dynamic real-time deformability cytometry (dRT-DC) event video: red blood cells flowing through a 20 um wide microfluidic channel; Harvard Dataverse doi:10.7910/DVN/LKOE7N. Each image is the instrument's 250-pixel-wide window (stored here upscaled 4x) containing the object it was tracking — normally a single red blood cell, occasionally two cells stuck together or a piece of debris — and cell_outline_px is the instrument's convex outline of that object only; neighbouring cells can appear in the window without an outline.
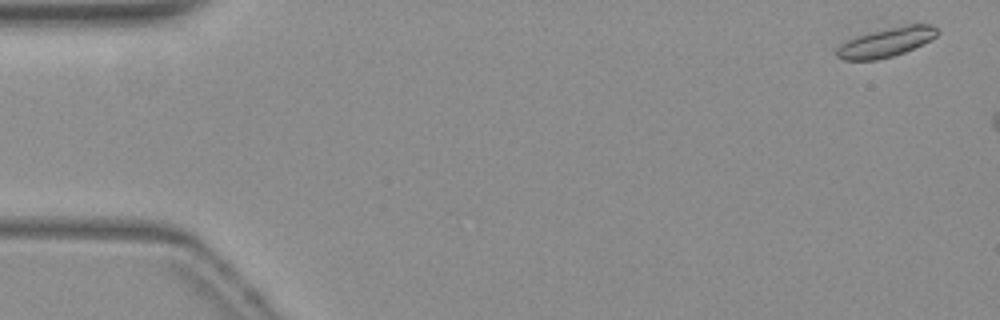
{"species": "common noctule bat (a hibernating species)", "species_latin": "Nyctalus noctula", "temperature_condition": "warm", "stored_images_in_passage": 8, "camera_frame_rate_fps": 3000, "um_per_image_px": 0.085, "animal": {"sex": "female", "body_mass_g": 19.3, "forearm_length_mm": 54.1}, "frame": {"image": 1, "passage_image": 3, "time_ms": 0.667, "image_size_px": [1000, 320], "cell_outline_px": [[940, 32], [932, 40], [904, 52], [892, 56], [876, 60], [844, 60], [836, 56], [832, 52], [844, 40], [868, 32], [908, 24], [932, 24]], "centroid_in_image_um": [75.28, 3.59], "position_along_channel_um": 9.7, "area_um2": 17.46}}